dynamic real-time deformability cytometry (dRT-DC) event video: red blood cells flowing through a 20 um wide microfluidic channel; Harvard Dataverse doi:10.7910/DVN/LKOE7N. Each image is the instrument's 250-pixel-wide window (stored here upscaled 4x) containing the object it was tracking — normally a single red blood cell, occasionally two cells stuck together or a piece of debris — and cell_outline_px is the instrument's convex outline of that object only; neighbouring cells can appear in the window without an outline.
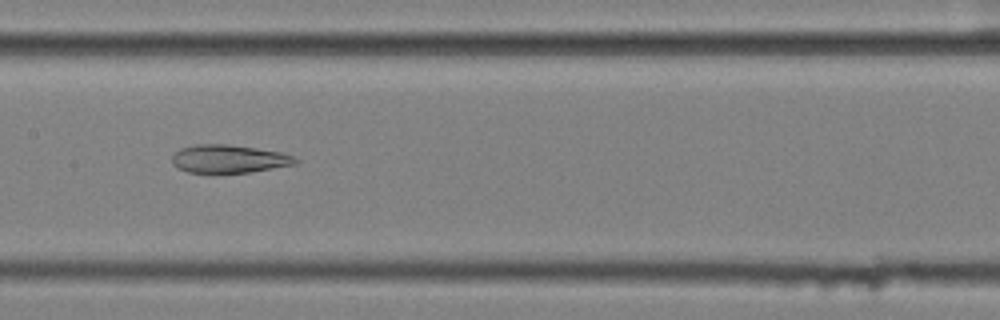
{"species": "common noctule bat (a hibernating species)", "species_latin": "Nyctalus noctula", "temperature_condition": "cold", "stored_images_in_passage": 53, "camera_frame_rate_fps": 3000, "um_per_image_px": 0.085, "animal": {"sex": "female", "body_mass_g": 25.1}, "frame": {"image": 1, "passage_image": 29, "time_ms": 9.333, "image_size_px": [1000, 320], "cell_outline_px": [[300, 160], [296, 164], [252, 172], [188, 172], [176, 168], [172, 164], [172, 156], [180, 148], [196, 144], [228, 144], [256, 148], [280, 152], [292, 156]], "centroid_in_image_um": [19.44, 13.5], "position_along_channel_um": 188.0, "area_um2": 20.17}}
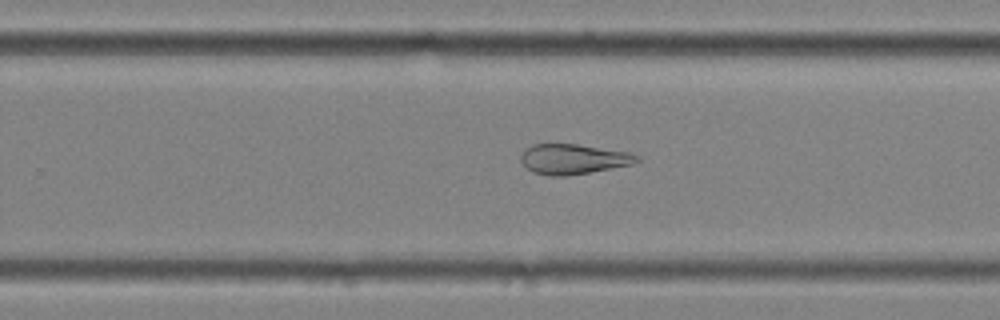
{"frame": {"image": 2, "passage_image": 37, "time_ms": 12.0, "image_size_px": [1000, 320], "cell_outline_px": [[640, 160], [632, 164], [612, 168], [568, 176], [552, 176], [532, 172], [520, 160], [520, 156], [532, 144], [576, 144], [628, 152], [640, 156]], "centroid_in_image_um": [48.74, 13.53], "position_along_channel_um": 281.1, "area_um2": 20.17}}
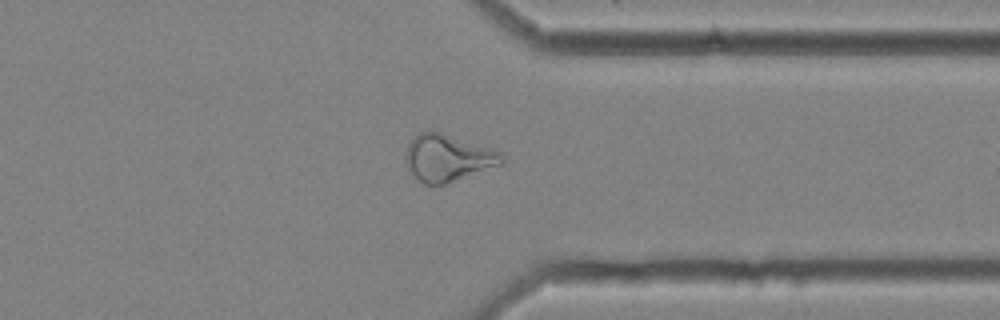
{"frame": {"image": 3, "passage_image": 45, "time_ms": 14.667, "image_size_px": [1000, 320], "cell_outline_px": [[504, 164], [444, 184], [424, 184], [408, 168], [404, 160], [408, 144], [420, 132], [440, 132], [500, 152], [504, 156]], "centroid_in_image_um": [38.07, 13.44], "position_along_channel_um": 373.3, "area_um2": 25.66}, "authors_computed_cell_mechanics": {"area_um2": 27.2816, "velocity_mm_per_s": 3.5025, "shape_relaxation_time_tau1_ms": null, "shape_relaxation_time_tau2_ms": 3.7237, "deformation_change_tau1": null, "deformation_change_tau2": 0.1298}}